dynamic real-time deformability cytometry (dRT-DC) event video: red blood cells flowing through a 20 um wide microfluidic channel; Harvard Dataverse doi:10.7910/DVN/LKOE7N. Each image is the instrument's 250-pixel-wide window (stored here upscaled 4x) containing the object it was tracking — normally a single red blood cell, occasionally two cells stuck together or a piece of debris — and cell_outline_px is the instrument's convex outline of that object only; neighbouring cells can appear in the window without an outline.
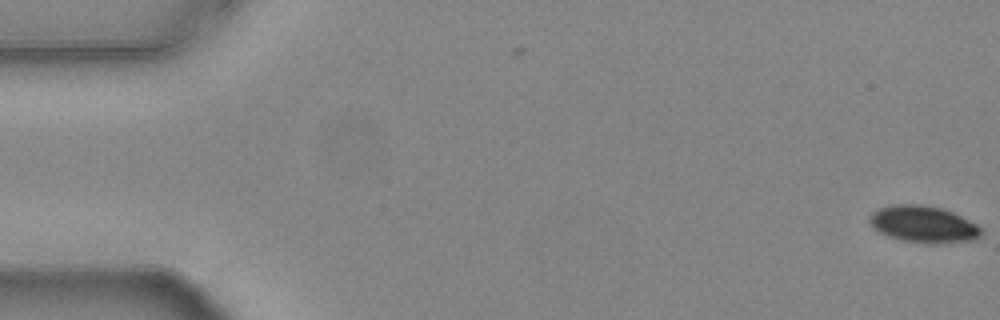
{"species": "common noctule bat (a hibernating species)", "species_latin": "Nyctalus noctula", "temperature_condition": "warm", "stored_images_in_passage": 4, "camera_frame_rate_fps": 3000, "um_per_image_px": 0.085, "animal": {"sex": "female", "body_mass_g": 24.6, "forearm_length_mm": 56.2}, "frame": {"image": 1, "passage_image": 4, "time_ms": 1.0, "image_size_px": [1000, 320], "cell_outline_px": [[984, 232], [976, 240], [936, 244], [924, 244], [900, 240], [888, 236], [872, 228], [868, 220], [872, 212], [880, 208], [892, 204], [924, 204], [940, 208], [952, 212], [976, 224]], "centroid_in_image_um": [78.48, 19.08], "position_along_channel_um": 6.5, "area_um2": 24.22}}